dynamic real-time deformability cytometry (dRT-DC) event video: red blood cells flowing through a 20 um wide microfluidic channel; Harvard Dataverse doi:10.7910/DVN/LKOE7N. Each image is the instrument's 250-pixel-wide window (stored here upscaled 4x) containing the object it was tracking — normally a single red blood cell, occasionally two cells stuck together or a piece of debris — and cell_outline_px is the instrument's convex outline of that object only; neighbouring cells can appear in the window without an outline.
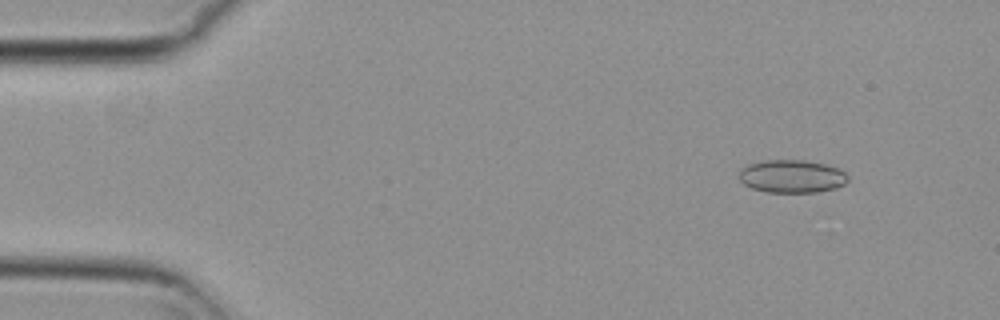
{"species": "common noctule bat (a hibernating species)", "species_latin": "Nyctalus noctula", "temperature_condition": "cold", "stored_images_in_passage": 26, "camera_frame_rate_fps": 3000, "um_per_image_px": 0.085, "animal": {"sex": "female", "body_mass_g": 29.2, "forearm_length_mm": 56.3}, "frame": {"image": 1, "passage_image": 6, "time_ms": 1.667, "image_size_px": [1000, 320], "cell_outline_px": [[848, 180], [844, 184], [836, 188], [816, 192], [764, 192], [752, 188], [744, 184], [740, 180], [740, 168], [748, 164], [764, 160], [804, 160], [824, 164], [836, 168], [844, 172], [848, 176]], "centroid_in_image_um": [67.28, 14.99], "position_along_channel_um": 17.7, "area_um2": 20.87}}
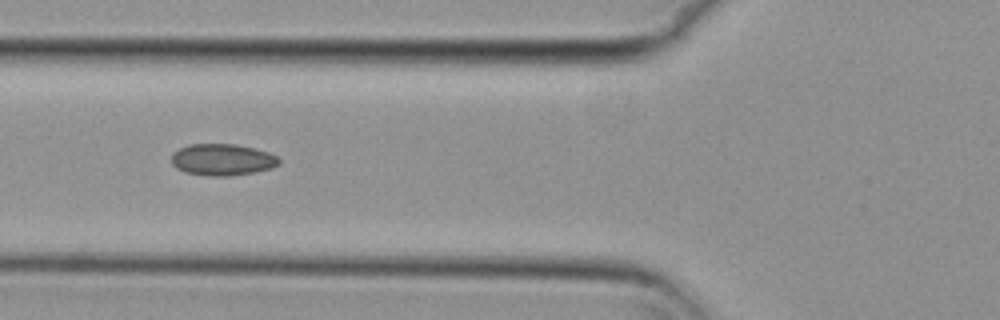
{"frame": {"image": 2, "passage_image": 21, "time_ms": 6.667, "image_size_px": [1000, 320], "cell_outline_px": [[280, 164], [272, 168], [252, 172], [228, 176], [208, 176], [184, 172], [176, 168], [172, 164], [172, 152], [188, 144], [236, 144], [268, 152], [276, 156], [280, 160]], "centroid_in_image_um": [18.87, 13.57], "position_along_channel_um": 106.9, "area_um2": 19.83}}
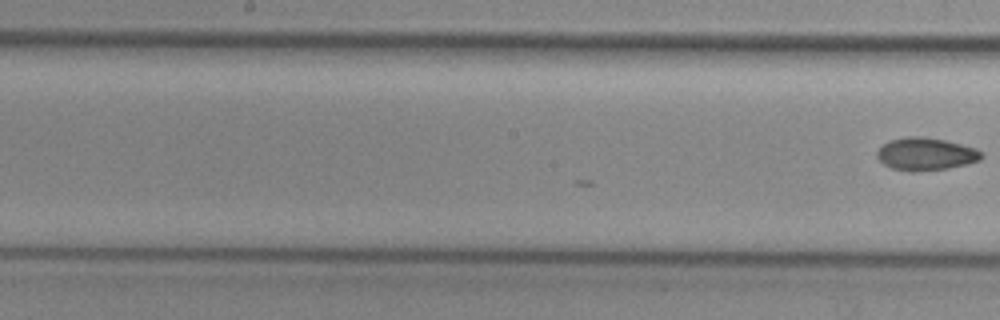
{"frame": {"image": 3, "passage_image": 26, "time_ms": 8.333, "image_size_px": [1000, 320], "cell_outline_px": [[984, 156], [980, 160], [968, 164], [948, 168], [912, 172], [892, 168], [884, 164], [876, 156], [876, 152], [884, 144], [892, 140], [908, 136], [924, 136], [944, 140], [976, 148], [984, 152]], "centroid_in_image_um": [78.73, 13.09], "position_along_channel_um": 169.5, "area_um2": 19.88}}